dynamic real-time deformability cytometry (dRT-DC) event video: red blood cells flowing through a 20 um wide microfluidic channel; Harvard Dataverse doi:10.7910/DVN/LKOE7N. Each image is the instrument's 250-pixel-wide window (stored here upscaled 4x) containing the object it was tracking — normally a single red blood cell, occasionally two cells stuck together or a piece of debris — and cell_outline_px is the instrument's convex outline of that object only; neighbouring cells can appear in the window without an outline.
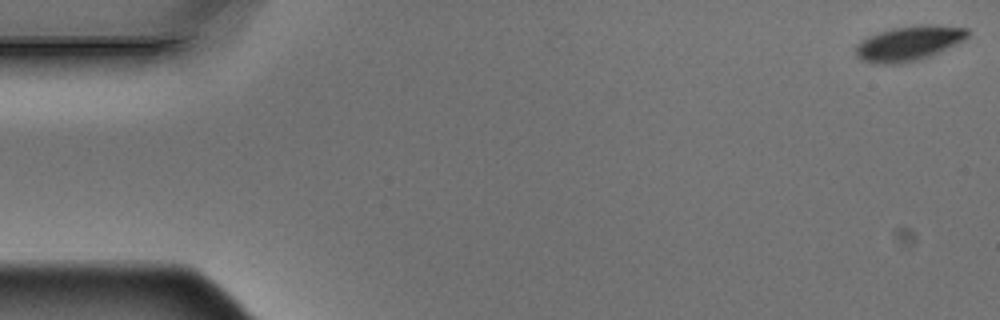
{"species": "Egyptian fruit bat (a non-hibernating species)", "species_latin": "Rousettus aegyptiacus", "temperature_condition": "warm", "stored_images_in_passage": 5, "camera_frame_rate_fps": 3000, "um_per_image_px": 0.085, "animal": {"sex": "male"}, "frame": {"image": 1, "passage_image": 1, "time_ms": 0.0, "image_size_px": [1000, 320], "cell_outline_px": [[968, 36], [964, 40], [928, 56], [916, 60], [900, 64], [880, 64], [860, 60], [856, 56], [856, 44], [860, 40], [868, 36], [892, 28], [920, 24], [928, 24], [968, 28]], "centroid_in_image_um": [77.21, 3.67], "position_along_channel_um": 7.8, "area_um2": 22.54}}
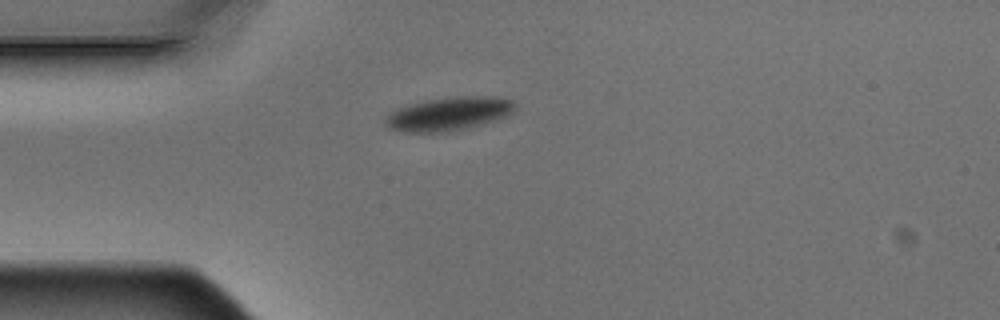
{"frame": {"image": 2, "passage_image": 5, "time_ms": 1.333, "image_size_px": [1000, 320], "cell_outline_px": [[516, 104], [512, 112], [508, 116], [464, 128], [448, 132], [404, 132], [388, 128], [384, 124], [384, 120], [396, 108], [408, 104], [428, 100], [460, 96], [500, 96], [512, 100]], "centroid_in_image_um": [38.14, 9.66], "position_along_channel_um": 46.9, "area_um2": 25.2}}